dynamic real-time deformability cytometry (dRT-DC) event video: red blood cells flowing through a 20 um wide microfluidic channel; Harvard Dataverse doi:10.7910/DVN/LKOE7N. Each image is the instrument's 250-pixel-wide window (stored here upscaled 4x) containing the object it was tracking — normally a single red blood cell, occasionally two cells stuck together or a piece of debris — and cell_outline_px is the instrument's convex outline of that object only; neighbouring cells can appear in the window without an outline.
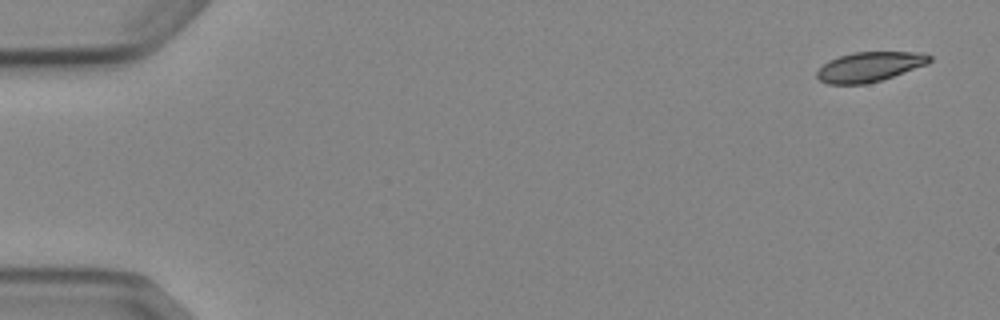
{"species": "Egyptian fruit bat (a non-hibernating species)", "species_latin": "Rousettus aegyptiacus", "temperature_condition": "cold", "stored_images_in_passage": 4, "camera_frame_rate_fps": 3000, "um_per_image_px": 0.085, "animal": {"sex": "female"}, "frame": {"image": 1, "passage_image": 1, "time_ms": 0.0, "image_size_px": [1000, 320], "cell_outline_px": [[932, 60], [928, 64], [880, 80], [864, 84], [828, 84], [820, 80], [816, 76], [816, 72], [828, 60], [852, 52], [924, 52], [932, 56]], "centroid_in_image_um": [73.93, 5.66], "position_along_channel_um": 11.1, "area_um2": 19.48}}
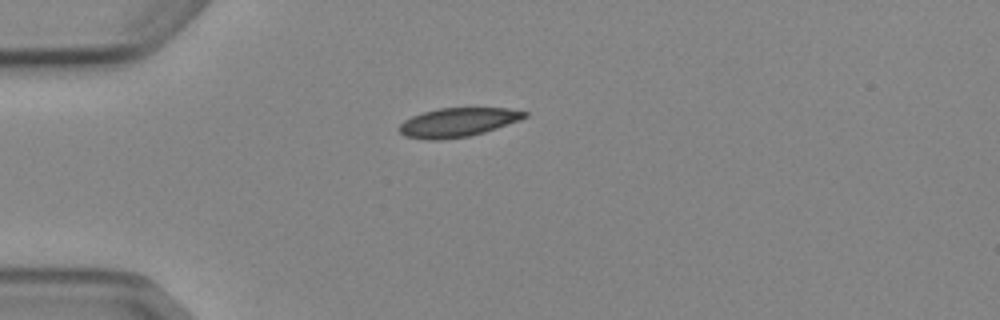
{"frame": {"image": 2, "passage_image": 4, "time_ms": 4.0, "image_size_px": [1000, 320], "cell_outline_px": [[528, 116], [520, 120], [484, 132], [468, 136], [440, 140], [428, 140], [404, 136], [396, 128], [404, 120], [412, 116], [424, 112], [440, 108], [508, 108], [528, 112]], "centroid_in_image_um": [38.89, 10.4], "position_along_channel_um": 46.1, "area_um2": 21.15}}